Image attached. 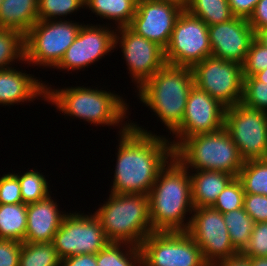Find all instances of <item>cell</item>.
Masks as SVG:
<instances>
[{
  "mask_svg": "<svg viewBox=\"0 0 267 266\" xmlns=\"http://www.w3.org/2000/svg\"><path fill=\"white\" fill-rule=\"evenodd\" d=\"M118 134V151L110 193L148 195L160 170L173 157L171 138L139 123ZM154 133V134H153Z\"/></svg>",
  "mask_w": 267,
  "mask_h": 266,
  "instance_id": "1",
  "label": "cell"
},
{
  "mask_svg": "<svg viewBox=\"0 0 267 266\" xmlns=\"http://www.w3.org/2000/svg\"><path fill=\"white\" fill-rule=\"evenodd\" d=\"M48 84L45 83L46 102L52 103L57 111L64 113V118H78L96 127L119 126V134L131 126V122L128 121L130 108L127 99L124 100L118 93L84 85L55 89ZM126 119L128 122L124 121Z\"/></svg>",
  "mask_w": 267,
  "mask_h": 266,
  "instance_id": "2",
  "label": "cell"
},
{
  "mask_svg": "<svg viewBox=\"0 0 267 266\" xmlns=\"http://www.w3.org/2000/svg\"><path fill=\"white\" fill-rule=\"evenodd\" d=\"M149 197L150 222L154 231H187L194 210L191 180L174 156L160 170Z\"/></svg>",
  "mask_w": 267,
  "mask_h": 266,
  "instance_id": "3",
  "label": "cell"
},
{
  "mask_svg": "<svg viewBox=\"0 0 267 266\" xmlns=\"http://www.w3.org/2000/svg\"><path fill=\"white\" fill-rule=\"evenodd\" d=\"M194 85L191 68L165 64L137 91V97L174 133L183 120L187 98Z\"/></svg>",
  "mask_w": 267,
  "mask_h": 266,
  "instance_id": "4",
  "label": "cell"
},
{
  "mask_svg": "<svg viewBox=\"0 0 267 266\" xmlns=\"http://www.w3.org/2000/svg\"><path fill=\"white\" fill-rule=\"evenodd\" d=\"M94 212L109 242L140 246L154 232L149 214V197L144 194L110 193Z\"/></svg>",
  "mask_w": 267,
  "mask_h": 266,
  "instance_id": "5",
  "label": "cell"
},
{
  "mask_svg": "<svg viewBox=\"0 0 267 266\" xmlns=\"http://www.w3.org/2000/svg\"><path fill=\"white\" fill-rule=\"evenodd\" d=\"M173 156L187 170H214L238 177L244 160L225 128L184 138Z\"/></svg>",
  "mask_w": 267,
  "mask_h": 266,
  "instance_id": "6",
  "label": "cell"
},
{
  "mask_svg": "<svg viewBox=\"0 0 267 266\" xmlns=\"http://www.w3.org/2000/svg\"><path fill=\"white\" fill-rule=\"evenodd\" d=\"M81 26L69 18L37 21L24 35V63L54 69L73 44Z\"/></svg>",
  "mask_w": 267,
  "mask_h": 266,
  "instance_id": "7",
  "label": "cell"
},
{
  "mask_svg": "<svg viewBox=\"0 0 267 266\" xmlns=\"http://www.w3.org/2000/svg\"><path fill=\"white\" fill-rule=\"evenodd\" d=\"M139 247L142 266H209L186 231H154Z\"/></svg>",
  "mask_w": 267,
  "mask_h": 266,
  "instance_id": "8",
  "label": "cell"
},
{
  "mask_svg": "<svg viewBox=\"0 0 267 266\" xmlns=\"http://www.w3.org/2000/svg\"><path fill=\"white\" fill-rule=\"evenodd\" d=\"M224 128L244 161L267 159V112L242 103L227 107Z\"/></svg>",
  "mask_w": 267,
  "mask_h": 266,
  "instance_id": "9",
  "label": "cell"
},
{
  "mask_svg": "<svg viewBox=\"0 0 267 266\" xmlns=\"http://www.w3.org/2000/svg\"><path fill=\"white\" fill-rule=\"evenodd\" d=\"M191 69L194 85L226 108L241 103L244 79L241 64L209 56Z\"/></svg>",
  "mask_w": 267,
  "mask_h": 266,
  "instance_id": "10",
  "label": "cell"
},
{
  "mask_svg": "<svg viewBox=\"0 0 267 266\" xmlns=\"http://www.w3.org/2000/svg\"><path fill=\"white\" fill-rule=\"evenodd\" d=\"M209 56L212 51L208 25L184 9L165 49L166 64L192 68Z\"/></svg>",
  "mask_w": 267,
  "mask_h": 266,
  "instance_id": "11",
  "label": "cell"
},
{
  "mask_svg": "<svg viewBox=\"0 0 267 266\" xmlns=\"http://www.w3.org/2000/svg\"><path fill=\"white\" fill-rule=\"evenodd\" d=\"M89 214V215H88ZM68 213L53 238L61 260L80 254H97L108 243L100 220L91 212Z\"/></svg>",
  "mask_w": 267,
  "mask_h": 266,
  "instance_id": "12",
  "label": "cell"
},
{
  "mask_svg": "<svg viewBox=\"0 0 267 266\" xmlns=\"http://www.w3.org/2000/svg\"><path fill=\"white\" fill-rule=\"evenodd\" d=\"M186 232L199 246L209 266L239 254L231 243L223 214L212 206L194 208Z\"/></svg>",
  "mask_w": 267,
  "mask_h": 266,
  "instance_id": "13",
  "label": "cell"
},
{
  "mask_svg": "<svg viewBox=\"0 0 267 266\" xmlns=\"http://www.w3.org/2000/svg\"><path fill=\"white\" fill-rule=\"evenodd\" d=\"M118 46L126 61L131 81L137 87L136 90L166 64L165 50L137 35L128 26L116 28L115 49H118Z\"/></svg>",
  "mask_w": 267,
  "mask_h": 266,
  "instance_id": "14",
  "label": "cell"
},
{
  "mask_svg": "<svg viewBox=\"0 0 267 266\" xmlns=\"http://www.w3.org/2000/svg\"><path fill=\"white\" fill-rule=\"evenodd\" d=\"M184 9L182 0H138L136 13L128 27L165 50Z\"/></svg>",
  "mask_w": 267,
  "mask_h": 266,
  "instance_id": "15",
  "label": "cell"
},
{
  "mask_svg": "<svg viewBox=\"0 0 267 266\" xmlns=\"http://www.w3.org/2000/svg\"><path fill=\"white\" fill-rule=\"evenodd\" d=\"M100 24H84L80 27L73 44L66 50L60 63L55 67L61 71H80L110 55L115 49V29Z\"/></svg>",
  "mask_w": 267,
  "mask_h": 266,
  "instance_id": "16",
  "label": "cell"
},
{
  "mask_svg": "<svg viewBox=\"0 0 267 266\" xmlns=\"http://www.w3.org/2000/svg\"><path fill=\"white\" fill-rule=\"evenodd\" d=\"M226 107L207 92L193 85L190 89L181 126L172 134L173 149L184 139L213 133L224 128ZM176 140V141H175Z\"/></svg>",
  "mask_w": 267,
  "mask_h": 266,
  "instance_id": "17",
  "label": "cell"
},
{
  "mask_svg": "<svg viewBox=\"0 0 267 266\" xmlns=\"http://www.w3.org/2000/svg\"><path fill=\"white\" fill-rule=\"evenodd\" d=\"M212 56L243 65L255 32L248 19L233 17L208 26Z\"/></svg>",
  "mask_w": 267,
  "mask_h": 266,
  "instance_id": "18",
  "label": "cell"
},
{
  "mask_svg": "<svg viewBox=\"0 0 267 266\" xmlns=\"http://www.w3.org/2000/svg\"><path fill=\"white\" fill-rule=\"evenodd\" d=\"M52 194L38 202L27 204V227L24 242L50 243L69 213L59 209Z\"/></svg>",
  "mask_w": 267,
  "mask_h": 266,
  "instance_id": "19",
  "label": "cell"
},
{
  "mask_svg": "<svg viewBox=\"0 0 267 266\" xmlns=\"http://www.w3.org/2000/svg\"><path fill=\"white\" fill-rule=\"evenodd\" d=\"M16 69L14 66L0 69V105L14 106L22 102L31 103L40 98L46 101V81L43 82L30 73Z\"/></svg>",
  "mask_w": 267,
  "mask_h": 266,
  "instance_id": "20",
  "label": "cell"
},
{
  "mask_svg": "<svg viewBox=\"0 0 267 266\" xmlns=\"http://www.w3.org/2000/svg\"><path fill=\"white\" fill-rule=\"evenodd\" d=\"M189 174L194 208L213 206L220 193L234 178L229 173L214 170H191Z\"/></svg>",
  "mask_w": 267,
  "mask_h": 266,
  "instance_id": "21",
  "label": "cell"
},
{
  "mask_svg": "<svg viewBox=\"0 0 267 266\" xmlns=\"http://www.w3.org/2000/svg\"><path fill=\"white\" fill-rule=\"evenodd\" d=\"M38 21V0H3L0 5V28L26 34Z\"/></svg>",
  "mask_w": 267,
  "mask_h": 266,
  "instance_id": "22",
  "label": "cell"
},
{
  "mask_svg": "<svg viewBox=\"0 0 267 266\" xmlns=\"http://www.w3.org/2000/svg\"><path fill=\"white\" fill-rule=\"evenodd\" d=\"M138 0H85V9L101 19H108L115 27H127L136 13ZM118 24V25H117Z\"/></svg>",
  "mask_w": 267,
  "mask_h": 266,
  "instance_id": "23",
  "label": "cell"
},
{
  "mask_svg": "<svg viewBox=\"0 0 267 266\" xmlns=\"http://www.w3.org/2000/svg\"><path fill=\"white\" fill-rule=\"evenodd\" d=\"M27 227V204H0V239L24 242Z\"/></svg>",
  "mask_w": 267,
  "mask_h": 266,
  "instance_id": "24",
  "label": "cell"
},
{
  "mask_svg": "<svg viewBox=\"0 0 267 266\" xmlns=\"http://www.w3.org/2000/svg\"><path fill=\"white\" fill-rule=\"evenodd\" d=\"M185 9L208 26L229 21L235 17L228 0H185Z\"/></svg>",
  "mask_w": 267,
  "mask_h": 266,
  "instance_id": "25",
  "label": "cell"
},
{
  "mask_svg": "<svg viewBox=\"0 0 267 266\" xmlns=\"http://www.w3.org/2000/svg\"><path fill=\"white\" fill-rule=\"evenodd\" d=\"M96 262L97 266H142L141 250L127 243L109 242L96 254Z\"/></svg>",
  "mask_w": 267,
  "mask_h": 266,
  "instance_id": "26",
  "label": "cell"
},
{
  "mask_svg": "<svg viewBox=\"0 0 267 266\" xmlns=\"http://www.w3.org/2000/svg\"><path fill=\"white\" fill-rule=\"evenodd\" d=\"M223 219L233 247L241 253L249 242L255 222L244 208L223 213Z\"/></svg>",
  "mask_w": 267,
  "mask_h": 266,
  "instance_id": "27",
  "label": "cell"
},
{
  "mask_svg": "<svg viewBox=\"0 0 267 266\" xmlns=\"http://www.w3.org/2000/svg\"><path fill=\"white\" fill-rule=\"evenodd\" d=\"M12 173L19 179L22 203L31 204L46 198L52 191L45 175L37 169L27 170L23 173Z\"/></svg>",
  "mask_w": 267,
  "mask_h": 266,
  "instance_id": "28",
  "label": "cell"
},
{
  "mask_svg": "<svg viewBox=\"0 0 267 266\" xmlns=\"http://www.w3.org/2000/svg\"><path fill=\"white\" fill-rule=\"evenodd\" d=\"M15 62H25L24 34L0 28V69L10 68Z\"/></svg>",
  "mask_w": 267,
  "mask_h": 266,
  "instance_id": "29",
  "label": "cell"
},
{
  "mask_svg": "<svg viewBox=\"0 0 267 266\" xmlns=\"http://www.w3.org/2000/svg\"><path fill=\"white\" fill-rule=\"evenodd\" d=\"M18 266H61V259L52 242H22Z\"/></svg>",
  "mask_w": 267,
  "mask_h": 266,
  "instance_id": "30",
  "label": "cell"
},
{
  "mask_svg": "<svg viewBox=\"0 0 267 266\" xmlns=\"http://www.w3.org/2000/svg\"><path fill=\"white\" fill-rule=\"evenodd\" d=\"M238 178L242 182L245 194L267 196V159L245 161Z\"/></svg>",
  "mask_w": 267,
  "mask_h": 266,
  "instance_id": "31",
  "label": "cell"
},
{
  "mask_svg": "<svg viewBox=\"0 0 267 266\" xmlns=\"http://www.w3.org/2000/svg\"><path fill=\"white\" fill-rule=\"evenodd\" d=\"M81 8H85V0H38V21L65 20Z\"/></svg>",
  "mask_w": 267,
  "mask_h": 266,
  "instance_id": "32",
  "label": "cell"
},
{
  "mask_svg": "<svg viewBox=\"0 0 267 266\" xmlns=\"http://www.w3.org/2000/svg\"><path fill=\"white\" fill-rule=\"evenodd\" d=\"M243 96L241 103L252 109L267 112V84L255 76H243Z\"/></svg>",
  "mask_w": 267,
  "mask_h": 266,
  "instance_id": "33",
  "label": "cell"
},
{
  "mask_svg": "<svg viewBox=\"0 0 267 266\" xmlns=\"http://www.w3.org/2000/svg\"><path fill=\"white\" fill-rule=\"evenodd\" d=\"M244 195L242 182L238 177H234L220 193L212 207L222 214L243 208Z\"/></svg>",
  "mask_w": 267,
  "mask_h": 266,
  "instance_id": "34",
  "label": "cell"
},
{
  "mask_svg": "<svg viewBox=\"0 0 267 266\" xmlns=\"http://www.w3.org/2000/svg\"><path fill=\"white\" fill-rule=\"evenodd\" d=\"M243 76H254L267 69V47L254 39L249 47L244 64Z\"/></svg>",
  "mask_w": 267,
  "mask_h": 266,
  "instance_id": "35",
  "label": "cell"
},
{
  "mask_svg": "<svg viewBox=\"0 0 267 266\" xmlns=\"http://www.w3.org/2000/svg\"><path fill=\"white\" fill-rule=\"evenodd\" d=\"M241 254L247 258L267 257V222L254 224L249 242Z\"/></svg>",
  "mask_w": 267,
  "mask_h": 266,
  "instance_id": "36",
  "label": "cell"
},
{
  "mask_svg": "<svg viewBox=\"0 0 267 266\" xmlns=\"http://www.w3.org/2000/svg\"><path fill=\"white\" fill-rule=\"evenodd\" d=\"M22 203L19 179L11 172L0 177V204Z\"/></svg>",
  "mask_w": 267,
  "mask_h": 266,
  "instance_id": "37",
  "label": "cell"
},
{
  "mask_svg": "<svg viewBox=\"0 0 267 266\" xmlns=\"http://www.w3.org/2000/svg\"><path fill=\"white\" fill-rule=\"evenodd\" d=\"M243 208L255 223L267 222V196L245 194Z\"/></svg>",
  "mask_w": 267,
  "mask_h": 266,
  "instance_id": "38",
  "label": "cell"
},
{
  "mask_svg": "<svg viewBox=\"0 0 267 266\" xmlns=\"http://www.w3.org/2000/svg\"><path fill=\"white\" fill-rule=\"evenodd\" d=\"M22 242L0 239V266H18Z\"/></svg>",
  "mask_w": 267,
  "mask_h": 266,
  "instance_id": "39",
  "label": "cell"
},
{
  "mask_svg": "<svg viewBox=\"0 0 267 266\" xmlns=\"http://www.w3.org/2000/svg\"><path fill=\"white\" fill-rule=\"evenodd\" d=\"M248 22L254 32L267 28V0H259Z\"/></svg>",
  "mask_w": 267,
  "mask_h": 266,
  "instance_id": "40",
  "label": "cell"
},
{
  "mask_svg": "<svg viewBox=\"0 0 267 266\" xmlns=\"http://www.w3.org/2000/svg\"><path fill=\"white\" fill-rule=\"evenodd\" d=\"M259 0H228L230 9L235 17L249 19Z\"/></svg>",
  "mask_w": 267,
  "mask_h": 266,
  "instance_id": "41",
  "label": "cell"
},
{
  "mask_svg": "<svg viewBox=\"0 0 267 266\" xmlns=\"http://www.w3.org/2000/svg\"><path fill=\"white\" fill-rule=\"evenodd\" d=\"M61 266H97L96 254L74 255L61 260Z\"/></svg>",
  "mask_w": 267,
  "mask_h": 266,
  "instance_id": "42",
  "label": "cell"
},
{
  "mask_svg": "<svg viewBox=\"0 0 267 266\" xmlns=\"http://www.w3.org/2000/svg\"><path fill=\"white\" fill-rule=\"evenodd\" d=\"M213 266H250V258L239 253L234 257L220 260Z\"/></svg>",
  "mask_w": 267,
  "mask_h": 266,
  "instance_id": "43",
  "label": "cell"
},
{
  "mask_svg": "<svg viewBox=\"0 0 267 266\" xmlns=\"http://www.w3.org/2000/svg\"><path fill=\"white\" fill-rule=\"evenodd\" d=\"M255 39L260 42L262 45L267 47V28L258 30L255 33Z\"/></svg>",
  "mask_w": 267,
  "mask_h": 266,
  "instance_id": "44",
  "label": "cell"
},
{
  "mask_svg": "<svg viewBox=\"0 0 267 266\" xmlns=\"http://www.w3.org/2000/svg\"><path fill=\"white\" fill-rule=\"evenodd\" d=\"M250 266H267V257L250 258Z\"/></svg>",
  "mask_w": 267,
  "mask_h": 266,
  "instance_id": "45",
  "label": "cell"
},
{
  "mask_svg": "<svg viewBox=\"0 0 267 266\" xmlns=\"http://www.w3.org/2000/svg\"><path fill=\"white\" fill-rule=\"evenodd\" d=\"M259 81L267 84V69L262 70L254 75Z\"/></svg>",
  "mask_w": 267,
  "mask_h": 266,
  "instance_id": "46",
  "label": "cell"
}]
</instances>
